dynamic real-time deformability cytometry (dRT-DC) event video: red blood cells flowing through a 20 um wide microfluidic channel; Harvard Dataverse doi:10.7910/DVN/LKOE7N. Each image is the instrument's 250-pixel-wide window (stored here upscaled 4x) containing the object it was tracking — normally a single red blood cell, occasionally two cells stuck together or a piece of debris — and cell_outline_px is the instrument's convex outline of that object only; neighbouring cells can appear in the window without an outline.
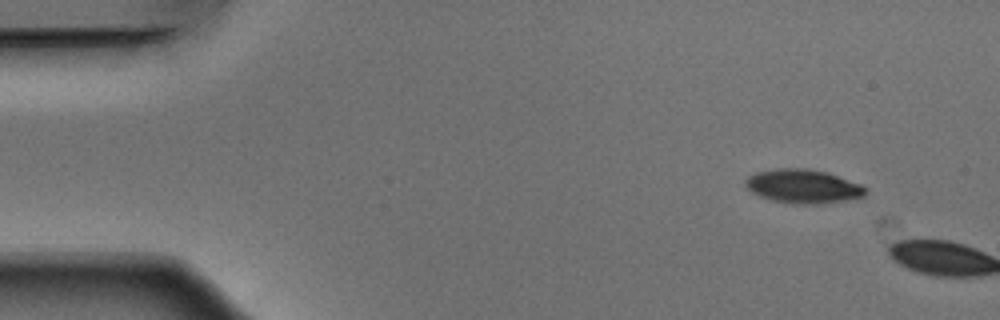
{"species": "Egyptian fruit bat (a non-hibernating species)", "species_latin": "Rousettus aegyptiacus", "temperature_condition": "warm", "stored_images_in_passage": 2, "camera_frame_rate_fps": 3000, "um_per_image_px": 0.085, "animal": {"sex": "male"}, "frame": {"image": 1, "passage_image": 1, "time_ms": 0.0, "image_size_px": [1000, 320], "cell_outline_px": [[868, 192], [864, 196], [844, 200], [812, 204], [804, 204], [772, 200], [760, 196], [752, 192], [744, 184], [744, 180], [748, 176], [756, 172], [776, 168], [804, 168], [828, 172], [860, 184], [868, 188]], "centroid_in_image_um": [68.26, 15.81], "position_along_channel_um": 16.7, "area_um2": 23.52}}